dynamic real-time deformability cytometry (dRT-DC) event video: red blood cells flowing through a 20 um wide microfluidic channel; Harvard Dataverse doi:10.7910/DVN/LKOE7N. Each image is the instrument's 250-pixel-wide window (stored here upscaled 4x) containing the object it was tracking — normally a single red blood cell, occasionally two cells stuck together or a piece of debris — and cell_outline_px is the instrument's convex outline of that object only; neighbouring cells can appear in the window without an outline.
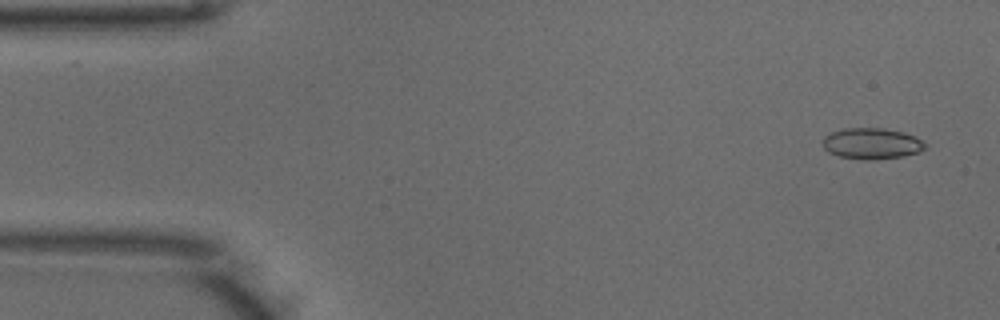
{"species": "common noctule bat (a hibernating species)", "species_latin": "Nyctalus noctula", "temperature_condition": "warm", "stored_images_in_passage": 50, "camera_frame_rate_fps": 3000, "um_per_image_px": 0.085, "animal": {"sex": "male", "body_mass_g": 18.8}, "frame": {"image": 1, "passage_image": 3, "time_ms": 0.667, "image_size_px": [1000, 320], "cell_outline_px": [[928, 144], [920, 152], [904, 156], [872, 160], [864, 160], [840, 156], [828, 152], [824, 148], [824, 136], [832, 132], [844, 128], [884, 128], [904, 132], [924, 140]], "centroid_in_image_um": [74.14, 12.2], "position_along_channel_um": 10.9, "area_um2": 18.67}}
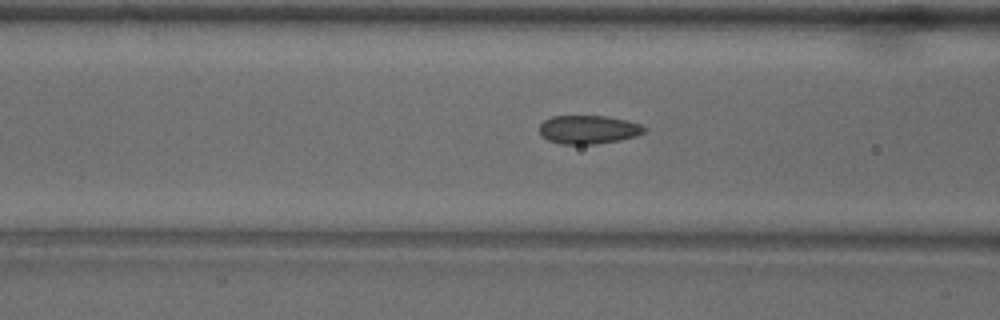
{"frame": {"image": 2, "passage_image": 19, "time_ms": 6.0, "image_size_px": [1000, 320], "cell_outline_px": [[648, 128], [644, 132], [636, 136], [620, 140], [596, 144], [560, 144], [548, 140], [540, 132], [540, 124], [544, 120], [552, 116], [604, 116], [628, 120], [640, 124]], "centroid_in_image_um": [50.04, 11.01], "position_along_channel_um": 116.6, "area_um2": 17.46}}
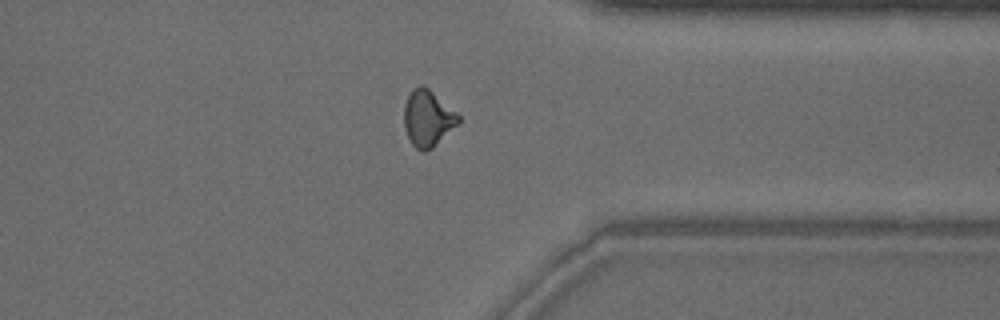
{"frame": {"image": 3, "passage_image": 39, "time_ms": 12.667, "image_size_px": [1000, 320], "cell_outline_px": [[460, 124], [432, 148], [424, 152], [416, 148], [412, 144], [404, 128], [404, 104], [412, 88], [420, 84], [424, 84], [456, 112], [460, 116]], "centroid_in_image_um": [36.37, 10.05], "position_along_channel_um": 375.0, "area_um2": 18.03}, "authors_computed_cell_mechanics": {"area_um2": 17.7157, "velocity_mm_per_s": 3.977, "shape_relaxation_time_tau1_ms": null, "shape_relaxation_time_tau2_ms": 1.247, "deformation_change_tau1": null, "deformation_change_tau2": 0.0674}}